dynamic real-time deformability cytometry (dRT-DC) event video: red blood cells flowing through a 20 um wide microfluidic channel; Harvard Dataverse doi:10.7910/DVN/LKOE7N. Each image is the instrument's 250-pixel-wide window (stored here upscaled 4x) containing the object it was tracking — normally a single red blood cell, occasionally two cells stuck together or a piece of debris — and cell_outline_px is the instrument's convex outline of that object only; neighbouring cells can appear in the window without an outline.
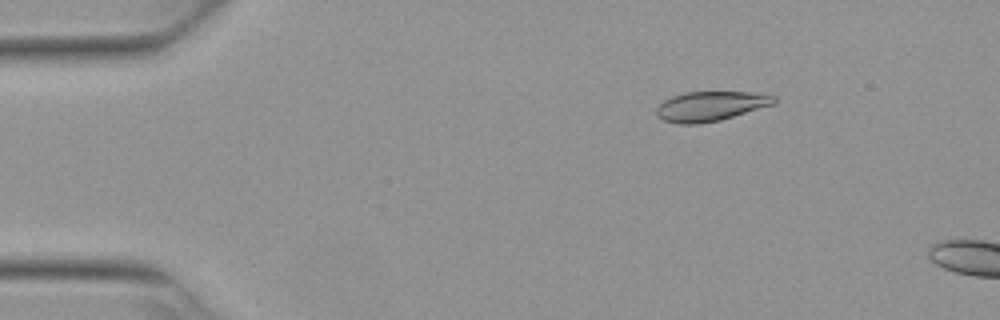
{"species": "Egyptian fruit bat (a non-hibernating species)", "species_latin": "Rousettus aegyptiacus", "temperature_condition": "warm", "stored_images_in_passage": 14, "camera_frame_rate_fps": 3000, "um_per_image_px": 0.085, "animal": {"sex": "female"}, "frame": {"image": 1, "passage_image": 8, "time_ms": 2.333, "image_size_px": [1000, 320], "cell_outline_px": [[776, 104], [720, 120], [700, 124], [676, 124], [664, 120], [656, 116], [656, 108], [664, 100], [672, 96], [684, 92], [748, 92], [776, 96]], "centroid_in_image_um": [60.38, 9.03], "position_along_channel_um": 24.6, "area_um2": 20.46}}